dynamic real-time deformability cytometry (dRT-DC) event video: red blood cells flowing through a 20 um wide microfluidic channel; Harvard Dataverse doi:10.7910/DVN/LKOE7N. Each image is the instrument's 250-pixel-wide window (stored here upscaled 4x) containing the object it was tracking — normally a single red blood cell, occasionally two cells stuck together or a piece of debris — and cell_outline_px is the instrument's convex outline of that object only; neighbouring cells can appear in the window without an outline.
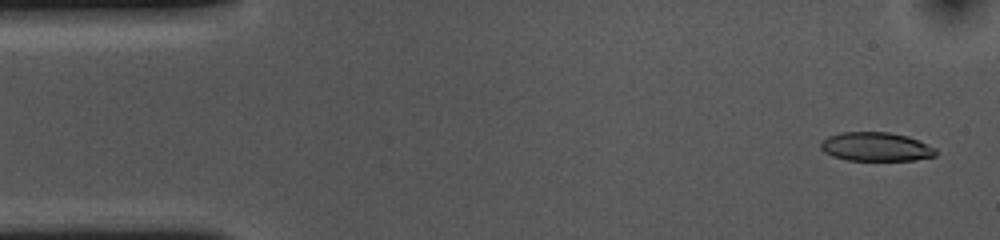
{"species": "common noctule bat (a hibernating species)", "species_latin": "Nyctalus noctula", "temperature_condition": "cold", "stored_images_in_passage": 53, "camera_frame_rate_fps": 3000, "um_per_image_px": 0.085, "animal": {"sex": "female", "body_mass_g": 10.0, "forearm_length_mm": 53.1}, "frame": {"image": 1, "passage_image": 2, "time_ms": 0.333, "image_size_px": [1000, 240], "cell_outline_px": [[936, 156], [916, 160], [848, 160], [832, 156], [824, 152], [820, 148], [820, 140], [828, 136], [840, 132], [888, 132], [908, 136], [936, 148]], "centroid_in_image_um": [74.43, 12.47], "position_along_channel_um": 10.6, "area_um2": 19.48}}
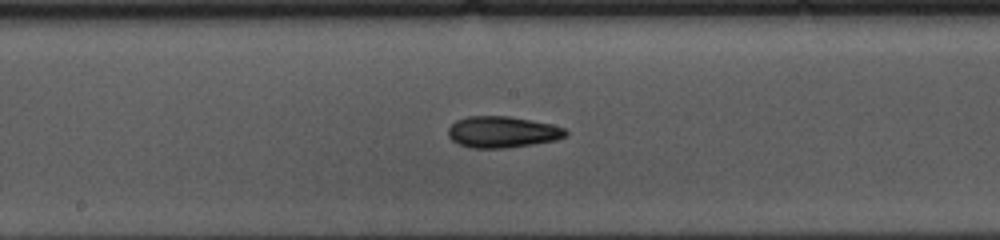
{"frame": {"image": 2, "passage_image": 26, "time_ms": 8.333, "image_size_px": [1000, 240], "cell_outline_px": [[568, 132], [564, 136], [556, 140], [532, 144], [504, 148], [472, 148], [460, 144], [452, 140], [448, 136], [448, 128], [456, 120], [468, 116], [508, 116], [552, 124], [564, 128]], "centroid_in_image_um": [42.68, 11.21], "position_along_channel_um": 205.5, "area_um2": 21.33}}
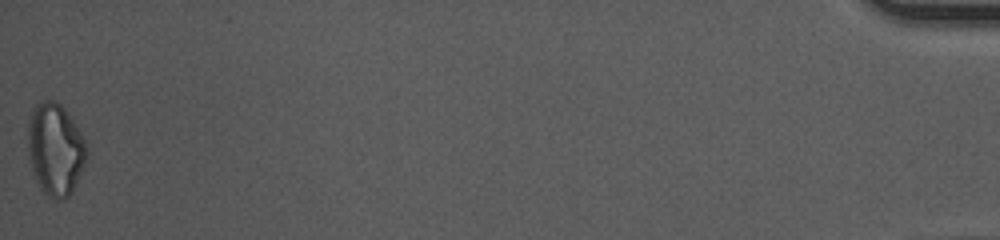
{"frame": {"image": 3, "passage_image": 53, "time_ms": 17.333, "image_size_px": [1000, 240], "cell_outline_px": [[88, 156], [72, 192], [64, 200], [56, 200], [48, 196], [40, 188], [36, 180], [28, 156], [28, 120], [32, 108], [40, 100], [56, 100], [64, 108], [80, 132], [88, 148]], "centroid_in_image_um": [4.69, 12.68], "position_along_channel_um": 430.5, "area_um2": 31.73}, "authors_computed_cell_mechanics": {"area_um2": 20.9814, "velocity_mm_per_s": 3.6592, "shape_relaxation_time_tau1_ms": 8.0635, "shape_relaxation_time_tau2_ms": 5.6329, "deformation_change_tau1": 0.1646, "deformation_change_tau2": 0.1353}}